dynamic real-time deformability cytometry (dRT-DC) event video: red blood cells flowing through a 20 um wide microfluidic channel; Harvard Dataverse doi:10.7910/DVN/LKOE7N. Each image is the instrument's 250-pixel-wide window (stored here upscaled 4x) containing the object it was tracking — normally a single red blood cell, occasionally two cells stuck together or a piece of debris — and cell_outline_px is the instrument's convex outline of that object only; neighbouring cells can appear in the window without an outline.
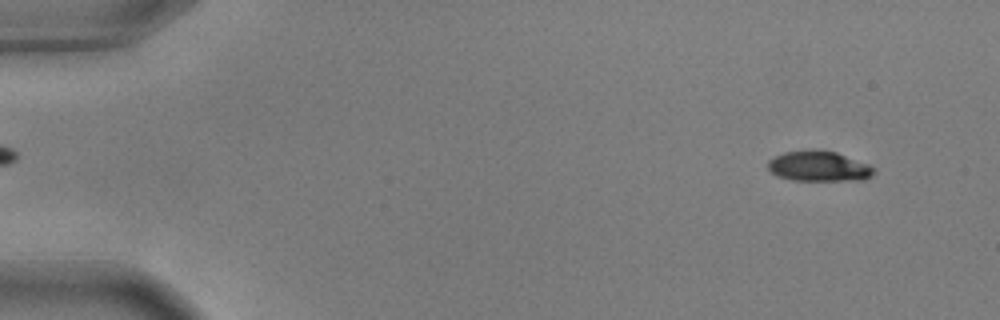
{"species": "common noctule bat (a hibernating species)", "species_latin": "Nyctalus noctula", "temperature_condition": "warm", "stored_images_in_passage": 55, "camera_frame_rate_fps": 3000, "um_per_image_px": 0.085, "animal": {"sex": "male", "body_mass_g": 17.9, "forearm_length_mm": 54.2}, "frame": {"image": 1, "passage_image": 4, "time_ms": 1.0, "image_size_px": [1000, 320], "cell_outline_px": [[876, 172], [872, 176], [864, 180], [792, 180], [776, 176], [768, 168], [768, 160], [784, 152], [812, 148], [836, 152], [868, 164], [876, 168]], "centroid_in_image_um": [69.61, 14.12], "position_along_channel_um": 15.4, "area_um2": 18.96}}
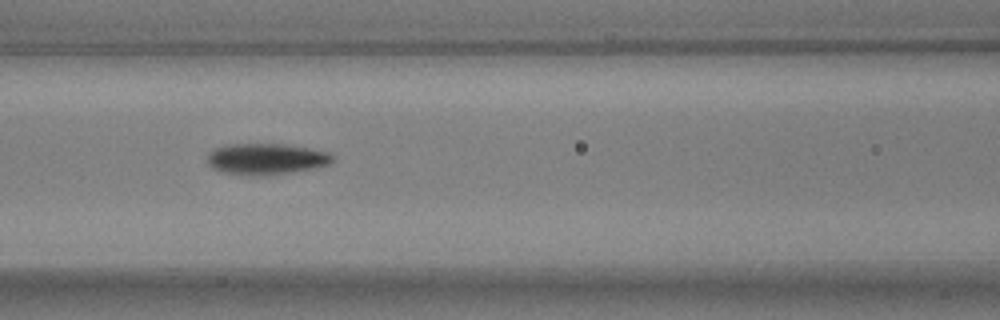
{"frame": {"image": 2, "passage_image": 24, "time_ms": 7.667, "image_size_px": [1000, 320], "cell_outline_px": [[332, 160], [328, 164], [312, 168], [268, 176], [260, 176], [224, 172], [212, 168], [208, 164], [208, 152], [216, 148], [228, 144], [276, 144], [304, 148], [328, 152], [332, 156]], "centroid_in_image_um": [22.56, 13.52], "position_along_channel_um": 144.0, "area_um2": 22.25}}
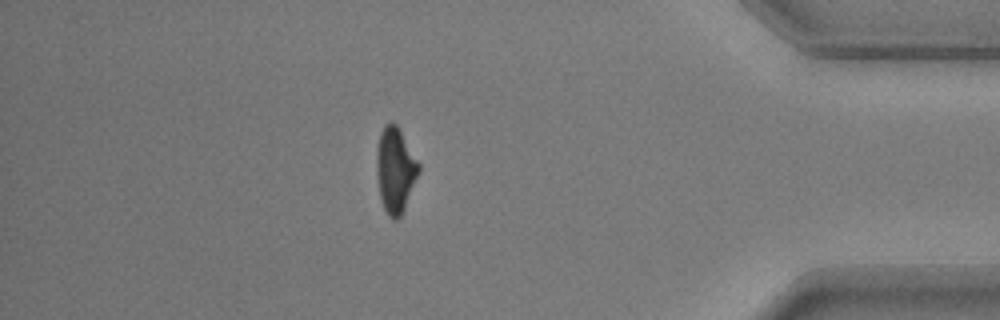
{"frame": {"image": 3, "passage_image": 48, "time_ms": 15.667, "image_size_px": [1000, 320], "cell_outline_px": [[420, 172], [404, 208], [400, 216], [396, 220], [392, 220], [388, 216], [380, 200], [376, 172], [376, 152], [380, 132], [384, 124], [392, 120], [396, 124], [420, 164]], "centroid_in_image_um": [33.58, 14.44], "position_along_channel_um": 401.6, "area_um2": 21.1}, "authors_computed_cell_mechanics": {"area_um2": 21.1548, "velocity_mm_per_s": 3.6561, "shape_relaxation_time_tau1_ms": 4.5354, "shape_relaxation_time_tau2_ms": 4.4144, "deformation_change_tau1": 0.1766, "deformation_change_tau2": 0.1065}}